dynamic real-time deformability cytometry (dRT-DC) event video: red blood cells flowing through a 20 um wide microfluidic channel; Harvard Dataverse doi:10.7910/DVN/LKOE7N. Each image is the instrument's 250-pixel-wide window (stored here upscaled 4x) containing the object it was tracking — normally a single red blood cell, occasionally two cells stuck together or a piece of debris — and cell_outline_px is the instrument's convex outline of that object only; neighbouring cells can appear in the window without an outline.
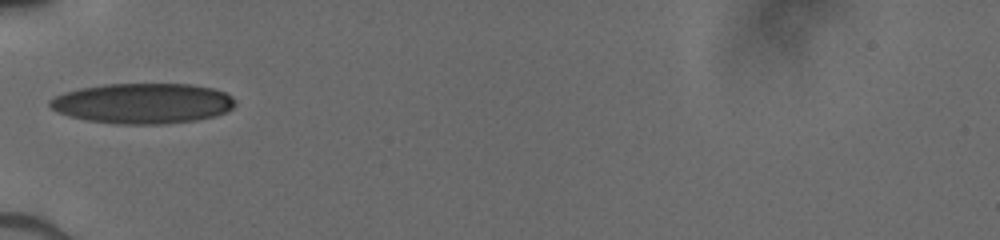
{"species": "human", "species_latin": "Homo sapiens", "temperature_condition": "cold", "stored_images_in_passage": 30, "camera_frame_rate_fps": 3000, "um_per_image_px": 0.085, "donor": {"sex": "male"}, "frame": {"image": 1, "passage_image": 1, "time_ms": 0.0, "image_size_px": [1000, 240], "cell_outline_px": [[236, 104], [228, 112], [196, 120], [164, 124], [116, 124], [88, 120], [72, 116], [60, 112], [52, 108], [48, 104], [48, 100], [64, 92], [80, 88], [104, 84], [188, 84], [212, 88], [224, 92], [232, 96], [236, 100]], "centroid_in_image_um": [12.16, 8.78], "position_along_channel_um": 72.8, "area_um2": 43.52}}
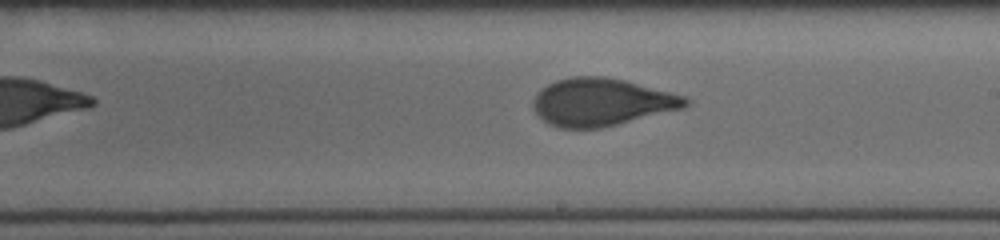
{"frame": {"image": 2, "passage_image": 13, "time_ms": 4.0, "image_size_px": [1000, 240], "cell_outline_px": [[692, 100], [684, 108], [600, 128], [560, 128], [548, 124], [532, 108], [532, 100], [536, 92], [540, 88], [556, 80], [572, 76], [604, 76], [624, 80], [684, 96]], "centroid_in_image_um": [51.08, 8.67], "position_along_channel_um": 237.9, "area_um2": 42.19}}
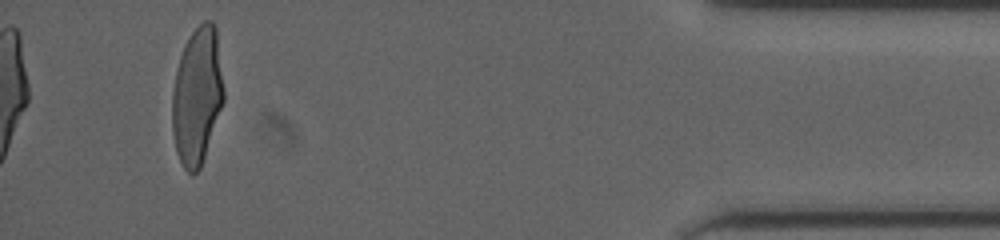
{"frame": {"image": 3, "passage_image": 30, "time_ms": 9.667, "image_size_px": [1000, 240], "cell_outline_px": [[224, 100], [200, 168], [192, 176], [184, 168], [176, 152], [172, 132], [172, 92], [176, 72], [180, 56], [184, 44], [192, 32], [204, 20], [212, 20], [216, 28], [224, 88]], "centroid_in_image_um": [16.75, 8.14], "position_along_channel_um": 418.5, "area_um2": 41.15}}